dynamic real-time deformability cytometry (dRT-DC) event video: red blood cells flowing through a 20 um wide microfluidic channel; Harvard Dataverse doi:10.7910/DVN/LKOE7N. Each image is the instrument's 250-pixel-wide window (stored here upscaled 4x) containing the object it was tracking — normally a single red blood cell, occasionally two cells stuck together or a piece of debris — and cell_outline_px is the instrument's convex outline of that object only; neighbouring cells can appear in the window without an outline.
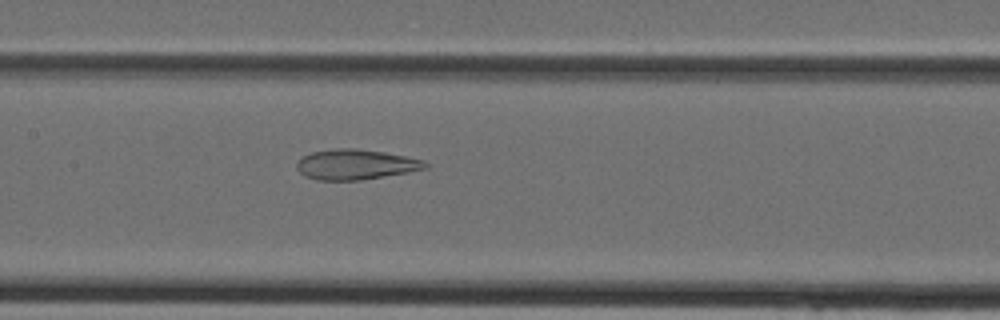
{"species": "Egyptian fruit bat (a non-hibernating species)", "species_latin": "Rousettus aegyptiacus", "temperature_condition": "cold", "stored_images_in_passage": 31, "camera_frame_rate_fps": 3000, "um_per_image_px": 0.085, "animal": {"sex": "female"}, "frame": {"image": 1, "passage_image": 11, "time_ms": 3.333, "image_size_px": [1000, 320], "cell_outline_px": [[428, 168], [408, 172], [360, 180], [316, 180], [304, 176], [296, 168], [296, 164], [304, 156], [312, 152], [336, 148], [352, 148], [384, 152], [424, 160], [428, 164]], "centroid_in_image_um": [30.22, 13.98], "position_along_channel_um": 177.2, "area_um2": 22.48}}
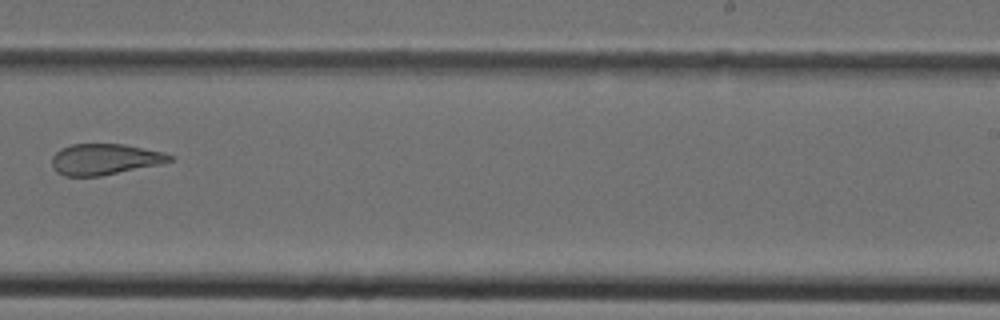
{"frame": {"image": 2, "passage_image": 17, "time_ms": 5.333, "image_size_px": [1000, 320], "cell_outline_px": [[176, 156], [172, 160], [164, 164], [100, 176], [64, 176], [56, 172], [52, 168], [52, 156], [60, 148], [72, 144], [124, 144], [164, 152]], "centroid_in_image_um": [8.93, 13.54], "position_along_channel_um": 280.1, "area_um2": 21.62}}
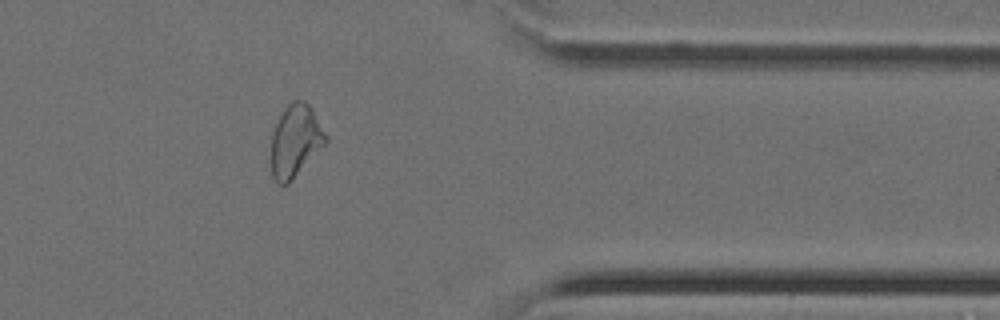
{"frame": {"image": 3, "passage_image": 24, "time_ms": 7.667, "image_size_px": [1000, 320], "cell_outline_px": [[328, 140], [288, 184], [276, 184], [272, 176], [272, 132], [284, 108], [292, 100], [304, 100], [312, 108], [328, 136]], "centroid_in_image_um": [25.11, 11.95], "position_along_channel_um": 386.3, "area_um2": 22.77}}